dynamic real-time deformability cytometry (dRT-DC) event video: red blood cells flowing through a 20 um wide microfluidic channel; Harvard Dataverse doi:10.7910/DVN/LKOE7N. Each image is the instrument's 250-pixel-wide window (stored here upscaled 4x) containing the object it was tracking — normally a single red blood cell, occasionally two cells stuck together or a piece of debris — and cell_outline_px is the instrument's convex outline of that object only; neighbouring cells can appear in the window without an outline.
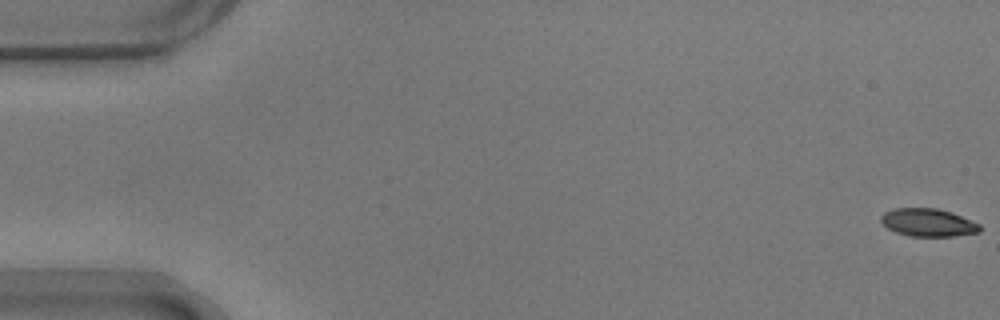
{"species": "common noctule bat (a hibernating species)", "species_latin": "Nyctalus noctula", "temperature_condition": "warm", "stored_images_in_passage": 55, "camera_frame_rate_fps": 3000, "um_per_image_px": 0.085, "animal": {"sex": "male", "body_mass_g": 17.9}, "frame": {"image": 1, "passage_image": 1, "time_ms": 0.0, "image_size_px": [1000, 320], "cell_outline_px": [[980, 232], [952, 236], [908, 236], [896, 232], [888, 228], [880, 220], [880, 216], [884, 212], [892, 208], [936, 208], [952, 212], [980, 224]], "centroid_in_image_um": [78.87, 18.91], "position_along_channel_um": 6.1, "area_um2": 16.07}}
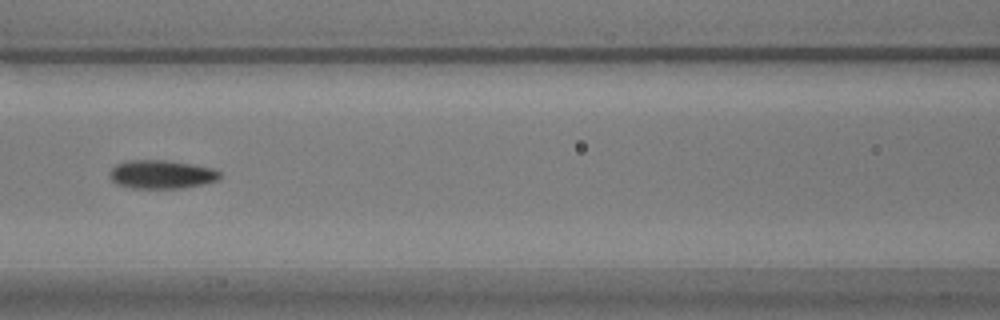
{"frame": {"image": 2, "passage_image": 25, "time_ms": 8.0, "image_size_px": [1000, 320], "cell_outline_px": [[220, 180], [204, 184], [180, 188], [132, 188], [116, 184], [108, 176], [112, 168], [116, 164], [124, 160], [164, 160], [192, 164], [212, 168], [220, 172]], "centroid_in_image_um": [13.71, 14.82], "position_along_channel_um": 152.9, "area_um2": 18.44}}
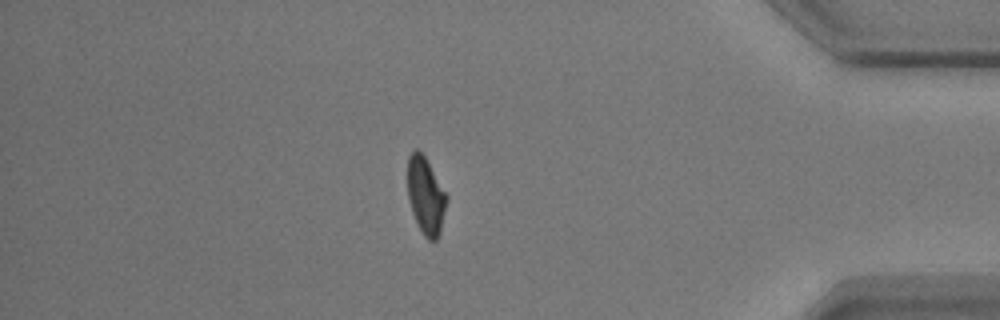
{"frame": {"image": 3, "passage_image": 48, "time_ms": 15.667, "image_size_px": [1000, 320], "cell_outline_px": [[448, 196], [440, 232], [436, 240], [428, 240], [424, 236], [416, 224], [408, 200], [408, 156], [416, 148], [424, 156]], "centroid_in_image_um": [36.18, 16.67], "position_along_channel_um": 399.0, "area_um2": 17.4}, "authors_computed_cell_mechanics": {"area_um2": 17.9758, "velocity_mm_per_s": 3.6835, "shape_relaxation_time_tau1_ms": 7.142, "shape_relaxation_time_tau2_ms": 2.232, "deformation_change_tau1": 0.1868, "deformation_change_tau2": 0.0767}}